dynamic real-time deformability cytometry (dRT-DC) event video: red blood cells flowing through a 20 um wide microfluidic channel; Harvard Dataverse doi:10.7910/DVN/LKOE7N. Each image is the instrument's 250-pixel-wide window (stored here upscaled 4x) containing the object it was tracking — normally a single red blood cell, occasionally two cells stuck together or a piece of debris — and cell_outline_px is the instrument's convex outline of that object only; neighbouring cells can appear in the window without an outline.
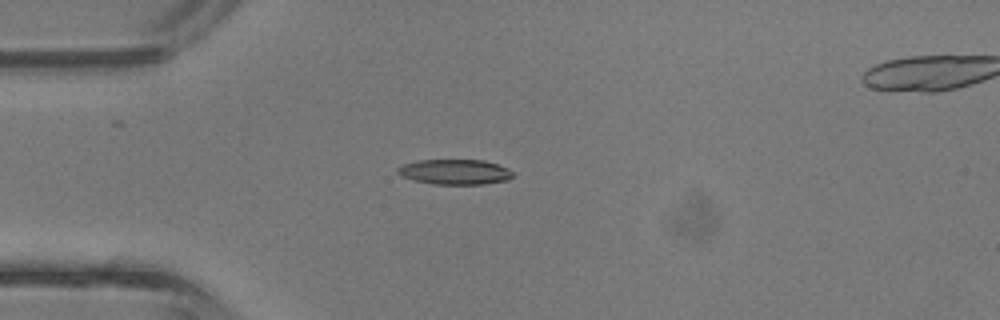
{"species": "common noctule bat (a hibernating species)", "species_latin": "Nyctalus noctula", "temperature_condition": "room temperature", "stored_images_in_passage": 3, "camera_frame_rate_fps": 3000, "um_per_image_px": 0.085, "animal": {"sex": "male", "body_mass_g": 13.3}, "frame": {"image": 1, "passage_image": 2, "time_ms": 0.333, "image_size_px": [1000, 320], "cell_outline_px": [[512, 176], [508, 180], [484, 184], [432, 184], [400, 176], [396, 172], [396, 168], [404, 164], [420, 160], [484, 160], [508, 168], [512, 172]], "centroid_in_image_um": [38.65, 14.61], "position_along_channel_um": 46.4, "area_um2": 16.82}}